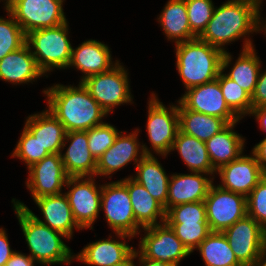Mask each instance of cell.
<instances>
[{"mask_svg":"<svg viewBox=\"0 0 266 266\" xmlns=\"http://www.w3.org/2000/svg\"><path fill=\"white\" fill-rule=\"evenodd\" d=\"M47 109L63 124L67 132L87 131L103 122L108 113L90 95L84 85L54 84L44 89Z\"/></svg>","mask_w":266,"mask_h":266,"instance_id":"cell-1","label":"cell"},{"mask_svg":"<svg viewBox=\"0 0 266 266\" xmlns=\"http://www.w3.org/2000/svg\"><path fill=\"white\" fill-rule=\"evenodd\" d=\"M259 0H227L215 7L212 18L199 38L225 52V45L243 39L242 50L254 47L250 33H257Z\"/></svg>","mask_w":266,"mask_h":266,"instance_id":"cell-2","label":"cell"},{"mask_svg":"<svg viewBox=\"0 0 266 266\" xmlns=\"http://www.w3.org/2000/svg\"><path fill=\"white\" fill-rule=\"evenodd\" d=\"M13 209L29 248V255L37 264H71L74 254L63 241L68 239L67 236L39 222L26 208L13 204Z\"/></svg>","mask_w":266,"mask_h":266,"instance_id":"cell-3","label":"cell"},{"mask_svg":"<svg viewBox=\"0 0 266 266\" xmlns=\"http://www.w3.org/2000/svg\"><path fill=\"white\" fill-rule=\"evenodd\" d=\"M175 45L176 68L186 90L217 79L224 53L221 49L199 37Z\"/></svg>","mask_w":266,"mask_h":266,"instance_id":"cell-4","label":"cell"},{"mask_svg":"<svg viewBox=\"0 0 266 266\" xmlns=\"http://www.w3.org/2000/svg\"><path fill=\"white\" fill-rule=\"evenodd\" d=\"M68 23L67 21L57 27L37 29L26 34V44L46 77L47 72L55 68H68L72 53Z\"/></svg>","mask_w":266,"mask_h":266,"instance_id":"cell-5","label":"cell"},{"mask_svg":"<svg viewBox=\"0 0 266 266\" xmlns=\"http://www.w3.org/2000/svg\"><path fill=\"white\" fill-rule=\"evenodd\" d=\"M101 209L104 210L107 225L113 233L139 236L143 228L134 217L127 178L102 184Z\"/></svg>","mask_w":266,"mask_h":266,"instance_id":"cell-6","label":"cell"},{"mask_svg":"<svg viewBox=\"0 0 266 266\" xmlns=\"http://www.w3.org/2000/svg\"><path fill=\"white\" fill-rule=\"evenodd\" d=\"M127 72L119 62L111 70L91 75L81 83L109 115L117 106L134 103Z\"/></svg>","mask_w":266,"mask_h":266,"instance_id":"cell-7","label":"cell"},{"mask_svg":"<svg viewBox=\"0 0 266 266\" xmlns=\"http://www.w3.org/2000/svg\"><path fill=\"white\" fill-rule=\"evenodd\" d=\"M146 131L153 153L166 157L170 154L179 131L178 100L169 107L152 93L148 100Z\"/></svg>","mask_w":266,"mask_h":266,"instance_id":"cell-8","label":"cell"},{"mask_svg":"<svg viewBox=\"0 0 266 266\" xmlns=\"http://www.w3.org/2000/svg\"><path fill=\"white\" fill-rule=\"evenodd\" d=\"M65 0H10L4 7L14 16L25 34L42 28H53L67 22Z\"/></svg>","mask_w":266,"mask_h":266,"instance_id":"cell-9","label":"cell"},{"mask_svg":"<svg viewBox=\"0 0 266 266\" xmlns=\"http://www.w3.org/2000/svg\"><path fill=\"white\" fill-rule=\"evenodd\" d=\"M93 177H68L65 192L77 224L84 229H93L101 211L102 185Z\"/></svg>","mask_w":266,"mask_h":266,"instance_id":"cell-10","label":"cell"},{"mask_svg":"<svg viewBox=\"0 0 266 266\" xmlns=\"http://www.w3.org/2000/svg\"><path fill=\"white\" fill-rule=\"evenodd\" d=\"M142 230L145 235L137 251L147 259L180 266L182 259L192 254L166 222Z\"/></svg>","mask_w":266,"mask_h":266,"instance_id":"cell-11","label":"cell"},{"mask_svg":"<svg viewBox=\"0 0 266 266\" xmlns=\"http://www.w3.org/2000/svg\"><path fill=\"white\" fill-rule=\"evenodd\" d=\"M211 232H223L247 214L246 197L214 183L204 200Z\"/></svg>","mask_w":266,"mask_h":266,"instance_id":"cell-12","label":"cell"},{"mask_svg":"<svg viewBox=\"0 0 266 266\" xmlns=\"http://www.w3.org/2000/svg\"><path fill=\"white\" fill-rule=\"evenodd\" d=\"M223 234L243 266H252L266 246V230L247 214L225 229Z\"/></svg>","mask_w":266,"mask_h":266,"instance_id":"cell-13","label":"cell"},{"mask_svg":"<svg viewBox=\"0 0 266 266\" xmlns=\"http://www.w3.org/2000/svg\"><path fill=\"white\" fill-rule=\"evenodd\" d=\"M140 130L137 128L130 134L120 131L113 145L107 149L98 159L95 177H105L123 169L130 162L135 165L145 156L153 155L145 144L138 140ZM100 175V176H99Z\"/></svg>","mask_w":266,"mask_h":266,"instance_id":"cell-14","label":"cell"},{"mask_svg":"<svg viewBox=\"0 0 266 266\" xmlns=\"http://www.w3.org/2000/svg\"><path fill=\"white\" fill-rule=\"evenodd\" d=\"M25 181L33 200L43 196L62 194L68 175L65 172L60 153L49 154L28 168Z\"/></svg>","mask_w":266,"mask_h":266,"instance_id":"cell-15","label":"cell"},{"mask_svg":"<svg viewBox=\"0 0 266 266\" xmlns=\"http://www.w3.org/2000/svg\"><path fill=\"white\" fill-rule=\"evenodd\" d=\"M178 101L186 109L225 119L229 124L241 120L227 105L217 79L186 90Z\"/></svg>","mask_w":266,"mask_h":266,"instance_id":"cell-16","label":"cell"},{"mask_svg":"<svg viewBox=\"0 0 266 266\" xmlns=\"http://www.w3.org/2000/svg\"><path fill=\"white\" fill-rule=\"evenodd\" d=\"M114 234L117 239L110 234L107 239L92 241L75 254L74 259L89 266H116L126 262L135 248L129 246L125 240L131 241L133 237L123 233Z\"/></svg>","mask_w":266,"mask_h":266,"instance_id":"cell-17","label":"cell"},{"mask_svg":"<svg viewBox=\"0 0 266 266\" xmlns=\"http://www.w3.org/2000/svg\"><path fill=\"white\" fill-rule=\"evenodd\" d=\"M216 174L219 175L221 184L225 190L241 194L247 197L260 180L265 176L255 157L244 155L236 160L221 166Z\"/></svg>","mask_w":266,"mask_h":266,"instance_id":"cell-18","label":"cell"},{"mask_svg":"<svg viewBox=\"0 0 266 266\" xmlns=\"http://www.w3.org/2000/svg\"><path fill=\"white\" fill-rule=\"evenodd\" d=\"M11 202L21 208H26L39 222L49 226L51 229L63 233L69 240L74 235L73 230L75 228L77 231L82 230L74 219L65 193L34 199V202L43 215V220L37 217V215H35L32 210L20 200L13 198Z\"/></svg>","mask_w":266,"mask_h":266,"instance_id":"cell-19","label":"cell"},{"mask_svg":"<svg viewBox=\"0 0 266 266\" xmlns=\"http://www.w3.org/2000/svg\"><path fill=\"white\" fill-rule=\"evenodd\" d=\"M65 142L70 144L62 153ZM60 156L68 177H95L97 160L88 148L87 131L67 132Z\"/></svg>","mask_w":266,"mask_h":266,"instance_id":"cell-20","label":"cell"},{"mask_svg":"<svg viewBox=\"0 0 266 266\" xmlns=\"http://www.w3.org/2000/svg\"><path fill=\"white\" fill-rule=\"evenodd\" d=\"M189 172L188 174L173 173L170 175L167 210L184 203L204 201L207 197L215 175Z\"/></svg>","mask_w":266,"mask_h":266,"instance_id":"cell-21","label":"cell"},{"mask_svg":"<svg viewBox=\"0 0 266 266\" xmlns=\"http://www.w3.org/2000/svg\"><path fill=\"white\" fill-rule=\"evenodd\" d=\"M110 48L105 43L97 40H86L79 44L78 47H72L71 60L68 65L75 67L83 73L80 82L85 78L99 73H104L111 70L120 61H112Z\"/></svg>","mask_w":266,"mask_h":266,"instance_id":"cell-22","label":"cell"},{"mask_svg":"<svg viewBox=\"0 0 266 266\" xmlns=\"http://www.w3.org/2000/svg\"><path fill=\"white\" fill-rule=\"evenodd\" d=\"M44 75L27 44L0 60V80L2 81L14 85L33 84Z\"/></svg>","mask_w":266,"mask_h":266,"instance_id":"cell-23","label":"cell"},{"mask_svg":"<svg viewBox=\"0 0 266 266\" xmlns=\"http://www.w3.org/2000/svg\"><path fill=\"white\" fill-rule=\"evenodd\" d=\"M24 127L49 154L61 152L67 131L48 109L27 116Z\"/></svg>","mask_w":266,"mask_h":266,"instance_id":"cell-24","label":"cell"},{"mask_svg":"<svg viewBox=\"0 0 266 266\" xmlns=\"http://www.w3.org/2000/svg\"><path fill=\"white\" fill-rule=\"evenodd\" d=\"M237 123L229 124L205 142L210 162L216 171L238 159L244 152L246 139L234 131Z\"/></svg>","mask_w":266,"mask_h":266,"instance_id":"cell-25","label":"cell"},{"mask_svg":"<svg viewBox=\"0 0 266 266\" xmlns=\"http://www.w3.org/2000/svg\"><path fill=\"white\" fill-rule=\"evenodd\" d=\"M127 189L134 217L142 228L165 222L166 211L164 206L131 176L127 177Z\"/></svg>","mask_w":266,"mask_h":266,"instance_id":"cell-26","label":"cell"},{"mask_svg":"<svg viewBox=\"0 0 266 266\" xmlns=\"http://www.w3.org/2000/svg\"><path fill=\"white\" fill-rule=\"evenodd\" d=\"M135 176H131L140 185L157 199L167 211V197L169 188V177L166 171L155 157V155H145L135 167Z\"/></svg>","mask_w":266,"mask_h":266,"instance_id":"cell-27","label":"cell"},{"mask_svg":"<svg viewBox=\"0 0 266 266\" xmlns=\"http://www.w3.org/2000/svg\"><path fill=\"white\" fill-rule=\"evenodd\" d=\"M157 21L167 40L175 44L197 37L190 28L185 0H168Z\"/></svg>","mask_w":266,"mask_h":266,"instance_id":"cell-28","label":"cell"},{"mask_svg":"<svg viewBox=\"0 0 266 266\" xmlns=\"http://www.w3.org/2000/svg\"><path fill=\"white\" fill-rule=\"evenodd\" d=\"M179 131L206 142L229 123L225 119L186 109L178 101Z\"/></svg>","mask_w":266,"mask_h":266,"instance_id":"cell-29","label":"cell"},{"mask_svg":"<svg viewBox=\"0 0 266 266\" xmlns=\"http://www.w3.org/2000/svg\"><path fill=\"white\" fill-rule=\"evenodd\" d=\"M177 150L180 158L191 172H201L209 175H216L213 168L206 143L178 131L171 151Z\"/></svg>","mask_w":266,"mask_h":266,"instance_id":"cell-30","label":"cell"},{"mask_svg":"<svg viewBox=\"0 0 266 266\" xmlns=\"http://www.w3.org/2000/svg\"><path fill=\"white\" fill-rule=\"evenodd\" d=\"M232 56L227 50L223 53L221 71L217 77L223 97L229 108L242 120L248 116L252 109L251 96L237 84L228 78L224 72L230 67Z\"/></svg>","mask_w":266,"mask_h":266,"instance_id":"cell-31","label":"cell"},{"mask_svg":"<svg viewBox=\"0 0 266 266\" xmlns=\"http://www.w3.org/2000/svg\"><path fill=\"white\" fill-rule=\"evenodd\" d=\"M196 249L205 266H243L223 232H211Z\"/></svg>","mask_w":266,"mask_h":266,"instance_id":"cell-32","label":"cell"},{"mask_svg":"<svg viewBox=\"0 0 266 266\" xmlns=\"http://www.w3.org/2000/svg\"><path fill=\"white\" fill-rule=\"evenodd\" d=\"M260 60L254 47L242 50L235 63L232 64L233 67L224 74L252 96L262 67Z\"/></svg>","mask_w":266,"mask_h":266,"instance_id":"cell-33","label":"cell"},{"mask_svg":"<svg viewBox=\"0 0 266 266\" xmlns=\"http://www.w3.org/2000/svg\"><path fill=\"white\" fill-rule=\"evenodd\" d=\"M8 18L0 17V60L26 44V34L15 21L14 16L4 7Z\"/></svg>","mask_w":266,"mask_h":266,"instance_id":"cell-34","label":"cell"},{"mask_svg":"<svg viewBox=\"0 0 266 266\" xmlns=\"http://www.w3.org/2000/svg\"><path fill=\"white\" fill-rule=\"evenodd\" d=\"M48 155L49 152L41 146L37 138H35L25 127H23V131L20 134V138L12 152L11 157L22 160L28 169Z\"/></svg>","mask_w":266,"mask_h":266,"instance_id":"cell-35","label":"cell"},{"mask_svg":"<svg viewBox=\"0 0 266 266\" xmlns=\"http://www.w3.org/2000/svg\"><path fill=\"white\" fill-rule=\"evenodd\" d=\"M167 224L191 253H193L199 244L211 233L208 222H183Z\"/></svg>","mask_w":266,"mask_h":266,"instance_id":"cell-36","label":"cell"},{"mask_svg":"<svg viewBox=\"0 0 266 266\" xmlns=\"http://www.w3.org/2000/svg\"><path fill=\"white\" fill-rule=\"evenodd\" d=\"M191 31L199 37L213 16L212 0H185Z\"/></svg>","mask_w":266,"mask_h":266,"instance_id":"cell-37","label":"cell"},{"mask_svg":"<svg viewBox=\"0 0 266 266\" xmlns=\"http://www.w3.org/2000/svg\"><path fill=\"white\" fill-rule=\"evenodd\" d=\"M119 132L108 122L87 130L88 148L96 160L113 145Z\"/></svg>","mask_w":266,"mask_h":266,"instance_id":"cell-38","label":"cell"},{"mask_svg":"<svg viewBox=\"0 0 266 266\" xmlns=\"http://www.w3.org/2000/svg\"><path fill=\"white\" fill-rule=\"evenodd\" d=\"M166 223L207 222L204 201L184 203L170 207L166 211Z\"/></svg>","mask_w":266,"mask_h":266,"instance_id":"cell-39","label":"cell"},{"mask_svg":"<svg viewBox=\"0 0 266 266\" xmlns=\"http://www.w3.org/2000/svg\"><path fill=\"white\" fill-rule=\"evenodd\" d=\"M247 215L266 230V175L246 197Z\"/></svg>","mask_w":266,"mask_h":266,"instance_id":"cell-40","label":"cell"},{"mask_svg":"<svg viewBox=\"0 0 266 266\" xmlns=\"http://www.w3.org/2000/svg\"><path fill=\"white\" fill-rule=\"evenodd\" d=\"M260 69L255 91L251 96L252 108L266 106V69Z\"/></svg>","mask_w":266,"mask_h":266,"instance_id":"cell-41","label":"cell"},{"mask_svg":"<svg viewBox=\"0 0 266 266\" xmlns=\"http://www.w3.org/2000/svg\"><path fill=\"white\" fill-rule=\"evenodd\" d=\"M6 232L4 227L0 228V266H5L10 257L15 253L10 247L8 234H6Z\"/></svg>","mask_w":266,"mask_h":266,"instance_id":"cell-42","label":"cell"},{"mask_svg":"<svg viewBox=\"0 0 266 266\" xmlns=\"http://www.w3.org/2000/svg\"><path fill=\"white\" fill-rule=\"evenodd\" d=\"M262 171L266 175V138L257 143L251 150Z\"/></svg>","mask_w":266,"mask_h":266,"instance_id":"cell-43","label":"cell"},{"mask_svg":"<svg viewBox=\"0 0 266 266\" xmlns=\"http://www.w3.org/2000/svg\"><path fill=\"white\" fill-rule=\"evenodd\" d=\"M36 263L37 262L34 261L29 254L26 255L19 251H15L5 266H36Z\"/></svg>","mask_w":266,"mask_h":266,"instance_id":"cell-44","label":"cell"},{"mask_svg":"<svg viewBox=\"0 0 266 266\" xmlns=\"http://www.w3.org/2000/svg\"><path fill=\"white\" fill-rule=\"evenodd\" d=\"M249 116H254L259 124V128L266 132V106L252 108Z\"/></svg>","mask_w":266,"mask_h":266,"instance_id":"cell-45","label":"cell"},{"mask_svg":"<svg viewBox=\"0 0 266 266\" xmlns=\"http://www.w3.org/2000/svg\"><path fill=\"white\" fill-rule=\"evenodd\" d=\"M139 258V265L140 266H173L169 263L151 260L143 257L136 249H135V259Z\"/></svg>","mask_w":266,"mask_h":266,"instance_id":"cell-46","label":"cell"},{"mask_svg":"<svg viewBox=\"0 0 266 266\" xmlns=\"http://www.w3.org/2000/svg\"><path fill=\"white\" fill-rule=\"evenodd\" d=\"M263 0H259V3H258V9H257V27H256V31L257 33L261 32V31H264V35L266 34V18H265V21L262 20L263 17H261V5H262V2ZM265 23V24H264Z\"/></svg>","mask_w":266,"mask_h":266,"instance_id":"cell-47","label":"cell"},{"mask_svg":"<svg viewBox=\"0 0 266 266\" xmlns=\"http://www.w3.org/2000/svg\"><path fill=\"white\" fill-rule=\"evenodd\" d=\"M252 266H266V246L263 248L260 257L255 261Z\"/></svg>","mask_w":266,"mask_h":266,"instance_id":"cell-48","label":"cell"},{"mask_svg":"<svg viewBox=\"0 0 266 266\" xmlns=\"http://www.w3.org/2000/svg\"><path fill=\"white\" fill-rule=\"evenodd\" d=\"M134 259H135V251H134L133 255L126 262H124L120 265H116V266H136L134 263Z\"/></svg>","mask_w":266,"mask_h":266,"instance_id":"cell-49","label":"cell"},{"mask_svg":"<svg viewBox=\"0 0 266 266\" xmlns=\"http://www.w3.org/2000/svg\"><path fill=\"white\" fill-rule=\"evenodd\" d=\"M3 2L4 1V4L3 5H6L10 0H0V2Z\"/></svg>","mask_w":266,"mask_h":266,"instance_id":"cell-50","label":"cell"}]
</instances>
